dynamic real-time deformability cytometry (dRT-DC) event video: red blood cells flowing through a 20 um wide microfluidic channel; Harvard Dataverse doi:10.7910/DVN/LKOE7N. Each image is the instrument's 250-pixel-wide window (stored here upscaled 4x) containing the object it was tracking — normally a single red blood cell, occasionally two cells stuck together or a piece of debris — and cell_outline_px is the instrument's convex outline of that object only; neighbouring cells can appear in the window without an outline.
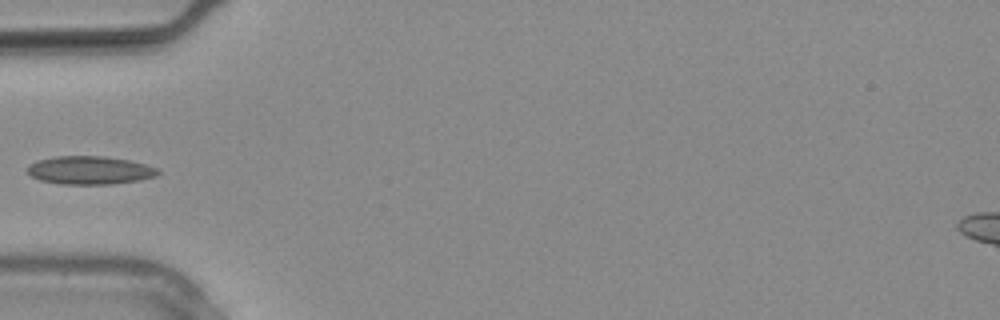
{"species": "common noctule bat (a hibernating species)", "species_latin": "Nyctalus noctula", "temperature_condition": "warm", "stored_images_in_passage": 16, "camera_frame_rate_fps": 3000, "um_per_image_px": 0.085, "animal": {"sex": "male", "body_mass_g": 20.4}, "frame": {"image": 1, "passage_image": 10, "time_ms": 3.0, "image_size_px": [1000, 320], "cell_outline_px": [[160, 172], [156, 176], [140, 180], [112, 184], [60, 184], [40, 180], [32, 176], [28, 172], [28, 164], [36, 160], [56, 156], [104, 156], [128, 160], [144, 164], [156, 168]], "centroid_in_image_um": [7.61, 14.47], "position_along_channel_um": 77.4, "area_um2": 21.44}}